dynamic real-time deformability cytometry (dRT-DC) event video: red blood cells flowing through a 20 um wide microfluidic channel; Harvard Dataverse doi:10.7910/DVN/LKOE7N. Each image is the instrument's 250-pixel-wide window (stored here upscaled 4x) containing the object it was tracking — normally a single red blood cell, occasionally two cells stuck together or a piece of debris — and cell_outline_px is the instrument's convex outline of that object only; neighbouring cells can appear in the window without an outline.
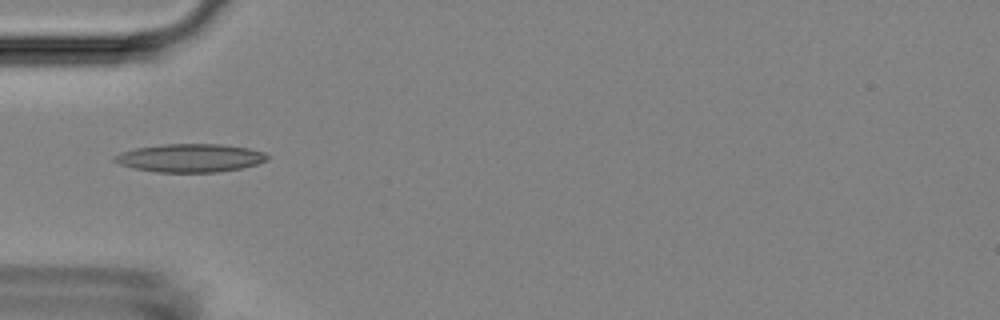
{"species": "Egyptian fruit bat (a non-hibernating species)", "species_latin": "Rousettus aegyptiacus", "temperature_condition": "room temperature", "stored_images_in_passage": 22, "camera_frame_rate_fps": 3000, "um_per_image_px": 0.085, "animal": {"sex": "female"}, "frame": {"image": 1, "passage_image": 1, "time_ms": 0.0, "image_size_px": [1000, 320], "cell_outline_px": [[268, 160], [244, 168], [216, 172], [156, 172], [132, 168], [116, 164], [112, 160], [112, 156], [120, 152], [136, 148], [160, 144], [224, 144], [248, 148], [264, 152], [268, 156]], "centroid_in_image_um": [16.12, 13.43], "position_along_channel_um": 68.9, "area_um2": 25.49}}
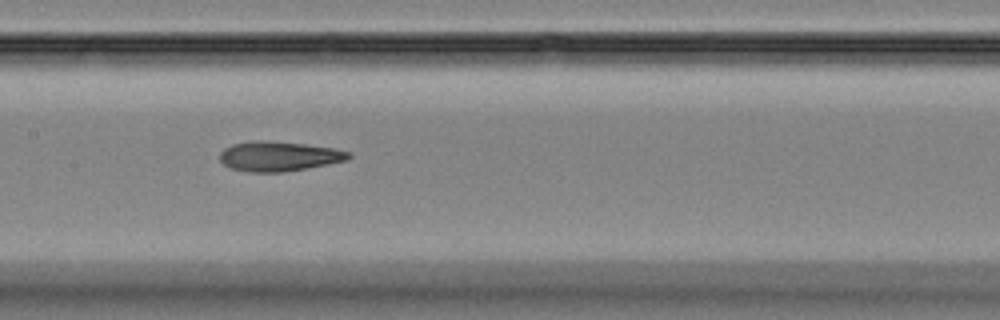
{"frame": {"image": 2, "passage_image": 10, "time_ms": 3.0, "image_size_px": [1000, 320], "cell_outline_px": [[352, 156], [348, 160], [308, 168], [284, 172], [248, 172], [228, 168], [220, 160], [220, 152], [224, 148], [232, 144], [252, 140], [264, 140], [304, 144], [336, 148], [352, 152]], "centroid_in_image_um": [23.71, 13.28], "position_along_channel_um": 183.7, "area_um2": 22.66}}
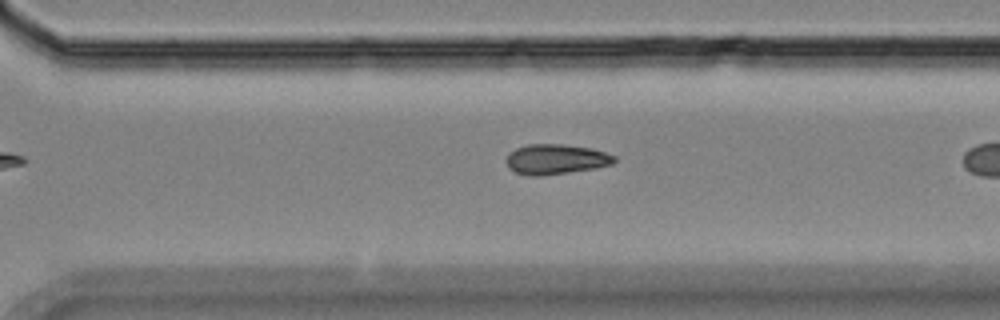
{"frame": {"image": 3, "passage_image": 18, "time_ms": 5.667, "image_size_px": [1000, 320], "cell_outline_px": [[616, 160], [612, 164], [596, 168], [540, 176], [528, 176], [516, 172], [508, 168], [504, 160], [508, 152], [516, 148], [528, 144], [564, 144], [592, 148], [616, 156]], "centroid_in_image_um": [47.2, 13.53], "position_along_channel_um": 323.4, "area_um2": 19.19}}